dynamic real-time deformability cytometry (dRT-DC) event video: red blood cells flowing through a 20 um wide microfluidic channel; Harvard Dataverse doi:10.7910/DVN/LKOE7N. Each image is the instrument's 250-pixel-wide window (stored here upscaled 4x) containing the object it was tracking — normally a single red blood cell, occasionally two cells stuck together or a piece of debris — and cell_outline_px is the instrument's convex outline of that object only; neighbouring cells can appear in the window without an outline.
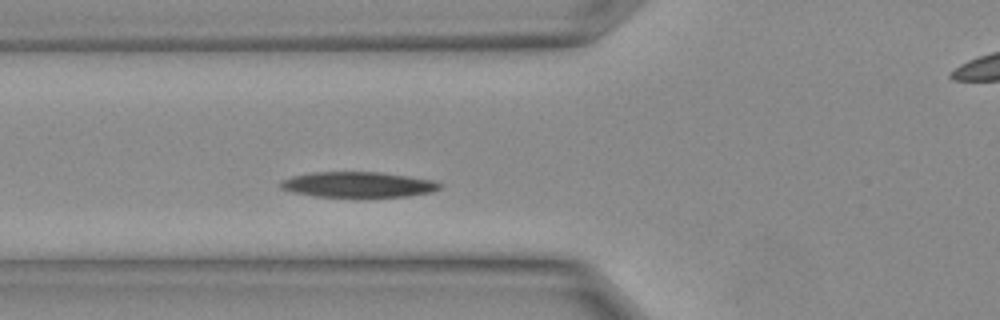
{"species": "Egyptian fruit bat (a non-hibernating species)", "species_latin": "Rousettus aegyptiacus", "temperature_condition": "warm", "stored_images_in_passage": 5, "camera_frame_rate_fps": 3000, "um_per_image_px": 0.085, "animal": {"sex": "female"}, "frame": {"image": 1, "passage_image": 5, "time_ms": 1.333, "image_size_px": [1000, 320], "cell_outline_px": [[444, 184], [440, 188], [432, 192], [408, 196], [360, 200], [316, 196], [292, 192], [280, 188], [280, 180], [292, 176], [312, 172], [380, 172], [432, 180]], "centroid_in_image_um": [30.44, 15.74], "position_along_channel_um": 95.4, "area_um2": 24.74}}